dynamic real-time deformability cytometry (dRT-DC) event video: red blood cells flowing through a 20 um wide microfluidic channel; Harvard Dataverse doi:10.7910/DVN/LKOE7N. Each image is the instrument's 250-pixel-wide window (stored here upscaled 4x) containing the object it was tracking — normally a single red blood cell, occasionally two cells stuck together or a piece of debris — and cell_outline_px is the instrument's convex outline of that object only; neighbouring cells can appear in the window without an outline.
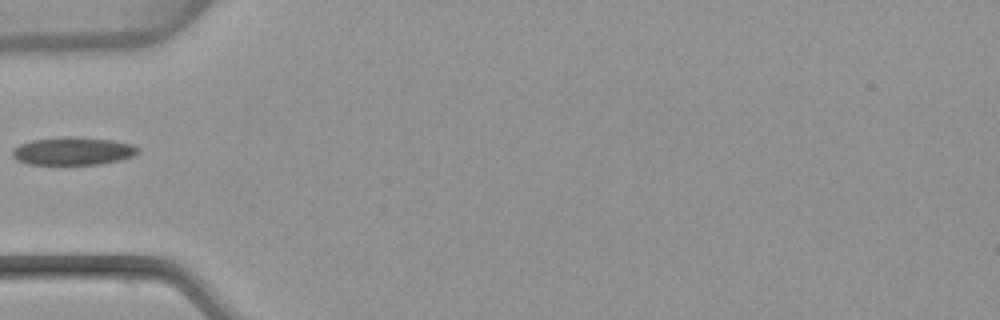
{"species": "common noctule bat (a hibernating species)", "species_latin": "Nyctalus noctula", "temperature_condition": "warm", "stored_images_in_passage": 37, "camera_frame_rate_fps": 3000, "um_per_image_px": 0.085, "animal": {"sex": "female", "body_mass_g": 22.7, "forearm_length_mm": 54.2}, "frame": {"image": 1, "passage_image": 1, "time_ms": 0.0, "image_size_px": [1000, 320], "cell_outline_px": [[140, 152], [132, 156], [120, 160], [100, 164], [28, 164], [16, 160], [12, 156], [12, 148], [20, 144], [32, 140], [60, 136], [68, 136], [112, 140], [132, 144], [140, 148]], "centroid_in_image_um": [6.19, 12.83], "position_along_channel_um": 78.8, "area_um2": 20.58}}
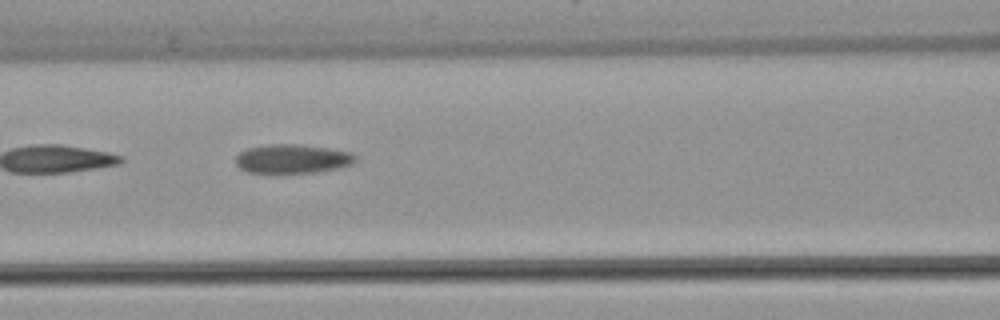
{"frame": {"image": 2, "passage_image": 6, "time_ms": 1.667, "image_size_px": [1000, 320], "cell_outline_px": [[356, 160], [348, 164], [336, 168], [316, 172], [280, 176], [248, 172], [240, 168], [236, 164], [236, 156], [240, 152], [248, 148], [268, 144], [300, 144], [348, 152], [356, 156]], "centroid_in_image_um": [24.75, 13.55], "position_along_channel_um": 141.9, "area_um2": 20.69}}
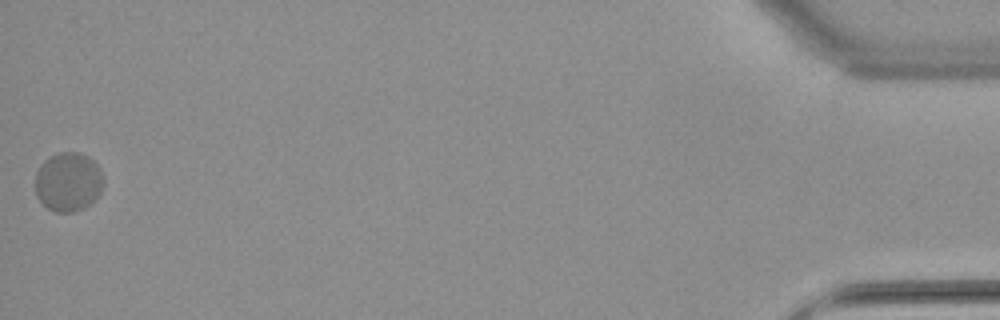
{"frame": {"image": 3, "passage_image": 37, "time_ms": 12.0, "image_size_px": [1000, 320], "cell_outline_px": [[104, 184], [100, 192], [88, 204], [72, 212], [56, 212], [48, 208], [36, 196], [36, 172], [40, 164], [44, 160], [56, 152], [76, 152], [88, 156], [100, 168], [104, 176]], "centroid_in_image_um": [5.79, 15.42], "position_along_channel_um": 429.4, "area_um2": 23.41}}